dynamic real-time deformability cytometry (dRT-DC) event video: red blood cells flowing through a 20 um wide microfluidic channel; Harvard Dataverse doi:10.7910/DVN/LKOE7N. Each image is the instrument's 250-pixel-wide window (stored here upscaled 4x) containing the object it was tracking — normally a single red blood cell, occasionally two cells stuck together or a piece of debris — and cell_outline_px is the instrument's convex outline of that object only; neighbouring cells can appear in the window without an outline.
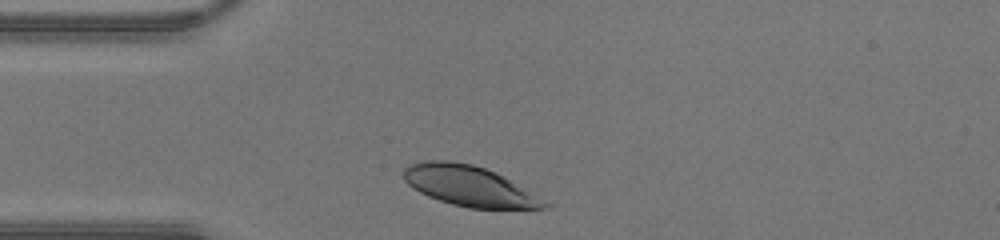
{"species": "human", "species_latin": "Homo sapiens", "temperature_condition": "warm", "stored_images_in_passage": 24, "camera_frame_rate_fps": 3000, "um_per_image_px": 0.085, "donor": {"sex": "male"}, "frame": {"image": 1, "passage_image": 1, "time_ms": 0.0, "image_size_px": [1000, 240], "cell_outline_px": [[532, 208], [476, 208], [444, 200], [432, 196], [416, 188], [412, 184], [420, 164], [464, 164], [480, 168], [492, 172], [504, 180]], "centroid_in_image_um": [39.71, 15.85], "position_along_channel_um": 45.3, "area_um2": 25.43}}
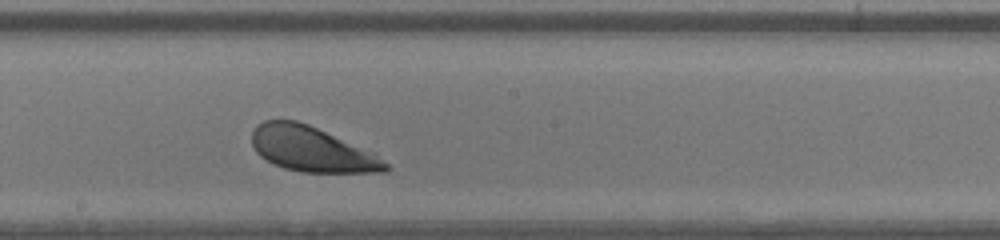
{"frame": {"image": 2, "passage_image": 14, "time_ms": 4.333, "image_size_px": [1000, 240], "cell_outline_px": [[384, 168], [344, 172], [316, 172], [292, 168], [280, 164], [264, 156], [256, 148], [256, 144], [276, 120], [288, 120], [304, 124], [384, 164]], "centroid_in_image_um": [26.45, 12.75], "position_along_channel_um": 221.8, "area_um2": 28.26}}
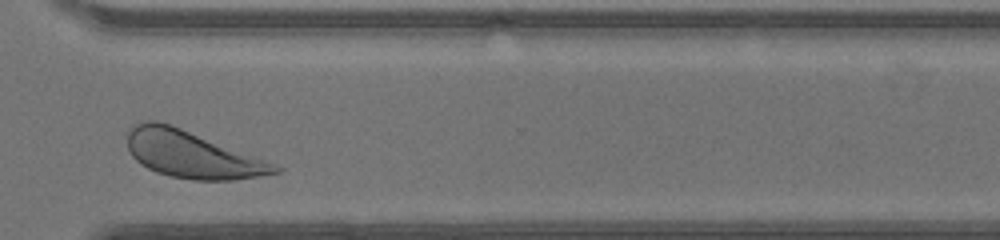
{"frame": {"image": 3, "passage_image": 23, "time_ms": 7.333, "image_size_px": [1000, 240], "cell_outline_px": [[268, 172], [244, 176], [176, 176], [152, 168], [144, 164], [132, 152], [144, 124], [164, 124], [176, 128]], "centroid_in_image_um": [15.88, 13.14], "position_along_channel_um": 354.7, "area_um2": 29.25}}